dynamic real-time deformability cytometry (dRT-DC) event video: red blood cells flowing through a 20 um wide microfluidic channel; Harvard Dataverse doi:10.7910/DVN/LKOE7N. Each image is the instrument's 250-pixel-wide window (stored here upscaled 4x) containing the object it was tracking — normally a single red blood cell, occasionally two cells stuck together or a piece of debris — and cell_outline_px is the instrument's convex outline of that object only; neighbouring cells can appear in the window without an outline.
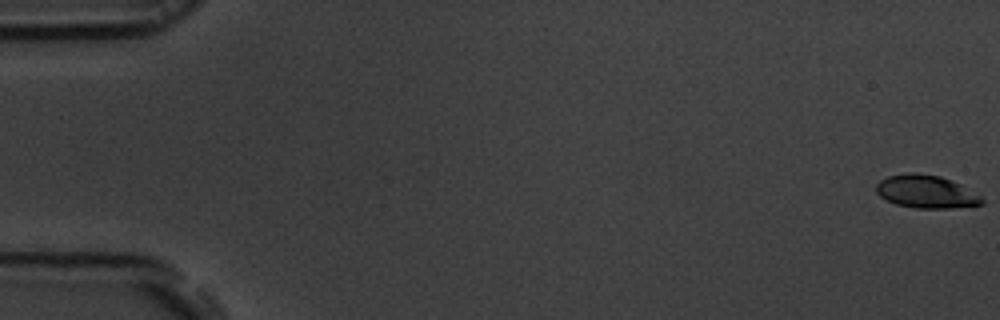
{"species": "common noctule bat (a hibernating species)", "species_latin": "Nyctalus noctula", "temperature_condition": "room temperature", "stored_images_in_passage": 56, "camera_frame_rate_fps": 3000, "um_per_image_px": 0.085, "animal": {"sex": "male", "body_mass_g": 19.5, "forearm_length_mm": 54.6}, "frame": {"image": 1, "passage_image": 1, "time_ms": 0.0, "image_size_px": [1000, 320], "cell_outline_px": [[984, 204], [948, 208], [916, 208], [896, 204], [880, 196], [876, 192], [876, 184], [880, 180], [888, 176], [912, 172], [940, 176], [952, 180], [960, 184], [980, 196], [984, 200]], "centroid_in_image_um": [78.71, 16.29], "position_along_channel_um": 6.3, "area_um2": 20.11}}
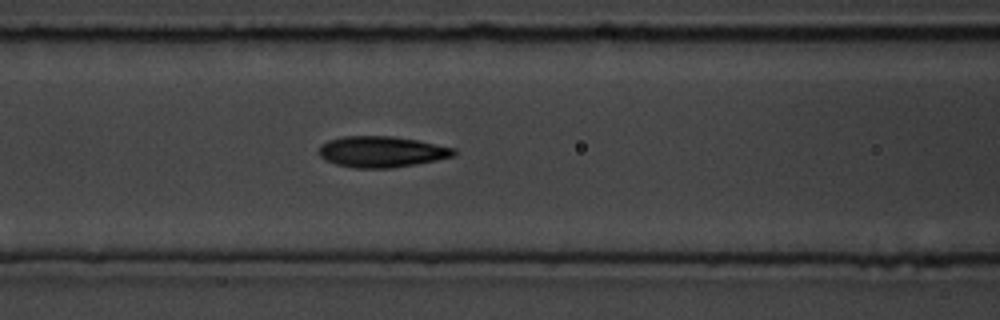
{"frame": {"image": 2, "passage_image": 24, "time_ms": 7.667, "image_size_px": [1000, 320], "cell_outline_px": [[456, 156], [416, 164], [392, 168], [356, 168], [336, 164], [324, 160], [320, 156], [320, 144], [328, 140], [344, 136], [392, 136], [416, 140], [456, 148]], "centroid_in_image_um": [32.45, 12.9], "position_along_channel_um": 134.2, "area_um2": 24.45}}
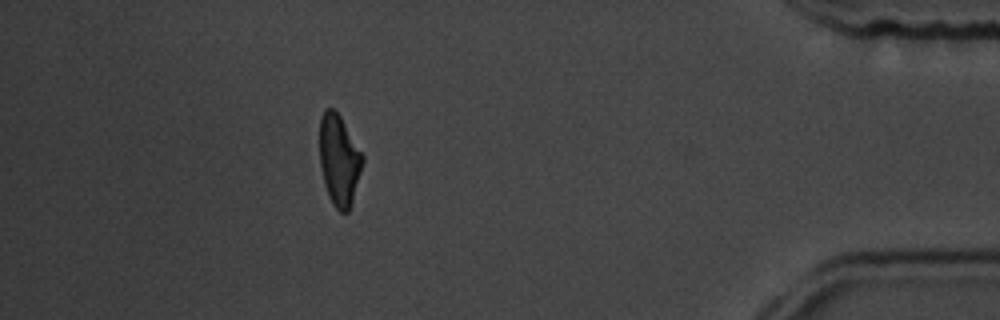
{"frame": {"image": 3, "passage_image": 50, "time_ms": 16.333, "image_size_px": [1000, 320], "cell_outline_px": [[364, 160], [352, 200], [348, 212], [340, 212], [332, 204], [328, 196], [324, 184], [320, 164], [320, 116], [324, 108], [332, 108], [340, 116], [364, 156]], "centroid_in_image_um": [28.81, 13.6], "position_along_channel_um": 406.4, "area_um2": 22.6}, "authors_computed_cell_mechanics": {"area_um2": 23.0044, "velocity_mm_per_s": 3.7206, "shape_relaxation_time_tau1_ms": 2.9347, "shape_relaxation_time_tau2_ms": 2.307, "deformation_change_tau1": 0.1359, "deformation_change_tau2": 0.091}}